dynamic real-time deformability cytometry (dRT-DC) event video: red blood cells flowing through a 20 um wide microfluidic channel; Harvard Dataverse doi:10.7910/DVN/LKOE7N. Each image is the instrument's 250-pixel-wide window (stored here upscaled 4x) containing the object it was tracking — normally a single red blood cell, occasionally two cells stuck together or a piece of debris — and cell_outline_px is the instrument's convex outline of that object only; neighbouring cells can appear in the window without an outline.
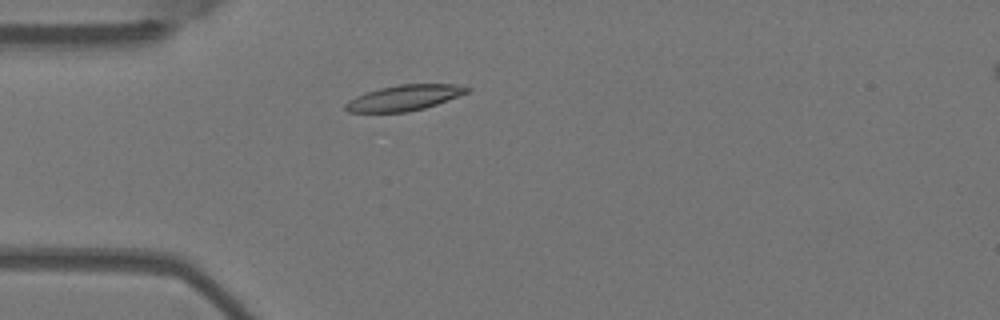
{"species": "Egyptian fruit bat (a non-hibernating species)", "species_latin": "Rousettus aegyptiacus", "temperature_condition": "warm", "stored_images_in_passage": 3, "camera_frame_rate_fps": 3000, "um_per_image_px": 0.085, "animal": {"sex": "female"}, "frame": {"image": 1, "passage_image": 3, "time_ms": 0.667, "image_size_px": [1000, 320], "cell_outline_px": [[472, 88], [468, 92], [436, 104], [424, 108], [408, 112], [348, 112], [344, 108], [344, 104], [348, 100], [356, 96], [380, 88], [400, 84], [452, 84]], "centroid_in_image_um": [34.33, 8.31], "position_along_channel_um": 50.7, "area_um2": 17.92}}